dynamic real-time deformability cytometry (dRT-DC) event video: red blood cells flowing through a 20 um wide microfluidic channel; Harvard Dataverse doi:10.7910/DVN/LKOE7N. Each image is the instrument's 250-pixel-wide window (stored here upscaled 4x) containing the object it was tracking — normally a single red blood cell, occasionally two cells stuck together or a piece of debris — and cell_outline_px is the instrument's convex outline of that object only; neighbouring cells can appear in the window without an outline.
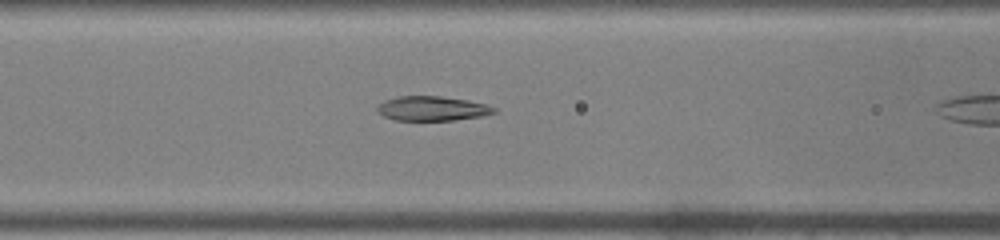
{"species": "common noctule bat (a hibernating species)", "species_latin": "Nyctalus noctula", "temperature_condition": "warm", "stored_images_in_passage": 10, "camera_frame_rate_fps": 3000, "um_per_image_px": 0.085, "animal": {"sex": "male", "body_mass_g": 19.0, "forearm_length_mm": 50.8}, "frame": {"image": 1, "passage_image": 9, "time_ms": 2.667, "image_size_px": [1000, 240], "cell_outline_px": [[496, 112], [484, 116], [452, 120], [396, 120], [384, 116], [376, 112], [376, 108], [384, 100], [400, 96], [440, 96], [468, 100], [484, 104], [496, 108]], "centroid_in_image_um": [36.73, 9.22], "position_along_channel_um": 129.9, "area_um2": 16.65}}